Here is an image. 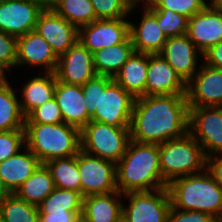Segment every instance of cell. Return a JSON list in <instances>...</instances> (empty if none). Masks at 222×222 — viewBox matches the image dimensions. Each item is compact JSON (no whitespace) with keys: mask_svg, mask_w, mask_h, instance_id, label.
<instances>
[{"mask_svg":"<svg viewBox=\"0 0 222 222\" xmlns=\"http://www.w3.org/2000/svg\"><path fill=\"white\" fill-rule=\"evenodd\" d=\"M55 189L54 180L45 164L15 191V194L29 204L38 206Z\"/></svg>","mask_w":222,"mask_h":222,"instance_id":"cell-28","label":"cell"},{"mask_svg":"<svg viewBox=\"0 0 222 222\" xmlns=\"http://www.w3.org/2000/svg\"><path fill=\"white\" fill-rule=\"evenodd\" d=\"M25 146L41 164L81 151V130L66 123H25Z\"/></svg>","mask_w":222,"mask_h":222,"instance_id":"cell-4","label":"cell"},{"mask_svg":"<svg viewBox=\"0 0 222 222\" xmlns=\"http://www.w3.org/2000/svg\"><path fill=\"white\" fill-rule=\"evenodd\" d=\"M46 0H0V30L16 37L35 30Z\"/></svg>","mask_w":222,"mask_h":222,"instance_id":"cell-12","label":"cell"},{"mask_svg":"<svg viewBox=\"0 0 222 222\" xmlns=\"http://www.w3.org/2000/svg\"><path fill=\"white\" fill-rule=\"evenodd\" d=\"M170 207L171 199L167 187L153 191L125 193L122 221L167 222Z\"/></svg>","mask_w":222,"mask_h":222,"instance_id":"cell-8","label":"cell"},{"mask_svg":"<svg viewBox=\"0 0 222 222\" xmlns=\"http://www.w3.org/2000/svg\"><path fill=\"white\" fill-rule=\"evenodd\" d=\"M133 52L130 36L122 43L95 51L93 64L96 74L114 78Z\"/></svg>","mask_w":222,"mask_h":222,"instance_id":"cell-26","label":"cell"},{"mask_svg":"<svg viewBox=\"0 0 222 222\" xmlns=\"http://www.w3.org/2000/svg\"><path fill=\"white\" fill-rule=\"evenodd\" d=\"M4 222H39L38 207L27 203L15 193H10L0 203Z\"/></svg>","mask_w":222,"mask_h":222,"instance_id":"cell-32","label":"cell"},{"mask_svg":"<svg viewBox=\"0 0 222 222\" xmlns=\"http://www.w3.org/2000/svg\"><path fill=\"white\" fill-rule=\"evenodd\" d=\"M187 84L160 54H148L145 96L186 94Z\"/></svg>","mask_w":222,"mask_h":222,"instance_id":"cell-20","label":"cell"},{"mask_svg":"<svg viewBox=\"0 0 222 222\" xmlns=\"http://www.w3.org/2000/svg\"><path fill=\"white\" fill-rule=\"evenodd\" d=\"M0 87V132L24 130L26 117L24 116L17 90L15 77Z\"/></svg>","mask_w":222,"mask_h":222,"instance_id":"cell-27","label":"cell"},{"mask_svg":"<svg viewBox=\"0 0 222 222\" xmlns=\"http://www.w3.org/2000/svg\"><path fill=\"white\" fill-rule=\"evenodd\" d=\"M171 206L200 211L222 220V188L205 169L203 172L172 180L167 185Z\"/></svg>","mask_w":222,"mask_h":222,"instance_id":"cell-3","label":"cell"},{"mask_svg":"<svg viewBox=\"0 0 222 222\" xmlns=\"http://www.w3.org/2000/svg\"><path fill=\"white\" fill-rule=\"evenodd\" d=\"M83 196L80 192L55 188L37 207L39 214L49 212H82Z\"/></svg>","mask_w":222,"mask_h":222,"instance_id":"cell-31","label":"cell"},{"mask_svg":"<svg viewBox=\"0 0 222 222\" xmlns=\"http://www.w3.org/2000/svg\"><path fill=\"white\" fill-rule=\"evenodd\" d=\"M206 170L222 188V153L214 154L206 158Z\"/></svg>","mask_w":222,"mask_h":222,"instance_id":"cell-42","label":"cell"},{"mask_svg":"<svg viewBox=\"0 0 222 222\" xmlns=\"http://www.w3.org/2000/svg\"><path fill=\"white\" fill-rule=\"evenodd\" d=\"M141 2H150L151 0H140Z\"/></svg>","mask_w":222,"mask_h":222,"instance_id":"cell-48","label":"cell"},{"mask_svg":"<svg viewBox=\"0 0 222 222\" xmlns=\"http://www.w3.org/2000/svg\"><path fill=\"white\" fill-rule=\"evenodd\" d=\"M122 215L123 194L118 190L83 197L81 220L84 222H121Z\"/></svg>","mask_w":222,"mask_h":222,"instance_id":"cell-23","label":"cell"},{"mask_svg":"<svg viewBox=\"0 0 222 222\" xmlns=\"http://www.w3.org/2000/svg\"><path fill=\"white\" fill-rule=\"evenodd\" d=\"M25 146V130L0 132V163Z\"/></svg>","mask_w":222,"mask_h":222,"instance_id":"cell-38","label":"cell"},{"mask_svg":"<svg viewBox=\"0 0 222 222\" xmlns=\"http://www.w3.org/2000/svg\"><path fill=\"white\" fill-rule=\"evenodd\" d=\"M189 133L206 158L222 153V106L189 107Z\"/></svg>","mask_w":222,"mask_h":222,"instance_id":"cell-11","label":"cell"},{"mask_svg":"<svg viewBox=\"0 0 222 222\" xmlns=\"http://www.w3.org/2000/svg\"><path fill=\"white\" fill-rule=\"evenodd\" d=\"M0 222H4V221H3V217H2V215H1V212H0Z\"/></svg>","mask_w":222,"mask_h":222,"instance_id":"cell-47","label":"cell"},{"mask_svg":"<svg viewBox=\"0 0 222 222\" xmlns=\"http://www.w3.org/2000/svg\"><path fill=\"white\" fill-rule=\"evenodd\" d=\"M40 164L38 158L24 146L15 155L0 163V178L7 190L15 193Z\"/></svg>","mask_w":222,"mask_h":222,"instance_id":"cell-24","label":"cell"},{"mask_svg":"<svg viewBox=\"0 0 222 222\" xmlns=\"http://www.w3.org/2000/svg\"><path fill=\"white\" fill-rule=\"evenodd\" d=\"M159 54L174 68L186 84L203 63V54L186 34L168 37Z\"/></svg>","mask_w":222,"mask_h":222,"instance_id":"cell-17","label":"cell"},{"mask_svg":"<svg viewBox=\"0 0 222 222\" xmlns=\"http://www.w3.org/2000/svg\"><path fill=\"white\" fill-rule=\"evenodd\" d=\"M189 107L222 106V70L202 63L187 83Z\"/></svg>","mask_w":222,"mask_h":222,"instance_id":"cell-16","label":"cell"},{"mask_svg":"<svg viewBox=\"0 0 222 222\" xmlns=\"http://www.w3.org/2000/svg\"><path fill=\"white\" fill-rule=\"evenodd\" d=\"M63 122V117L55 98L35 108L25 120V123L39 124H58Z\"/></svg>","mask_w":222,"mask_h":222,"instance_id":"cell-36","label":"cell"},{"mask_svg":"<svg viewBox=\"0 0 222 222\" xmlns=\"http://www.w3.org/2000/svg\"><path fill=\"white\" fill-rule=\"evenodd\" d=\"M186 35L204 54L222 41V8L213 0L188 19Z\"/></svg>","mask_w":222,"mask_h":222,"instance_id":"cell-15","label":"cell"},{"mask_svg":"<svg viewBox=\"0 0 222 222\" xmlns=\"http://www.w3.org/2000/svg\"><path fill=\"white\" fill-rule=\"evenodd\" d=\"M129 128L91 120L81 129V150L86 154L117 163L129 144Z\"/></svg>","mask_w":222,"mask_h":222,"instance_id":"cell-6","label":"cell"},{"mask_svg":"<svg viewBox=\"0 0 222 222\" xmlns=\"http://www.w3.org/2000/svg\"><path fill=\"white\" fill-rule=\"evenodd\" d=\"M203 63L222 70V41L203 54Z\"/></svg>","mask_w":222,"mask_h":222,"instance_id":"cell-43","label":"cell"},{"mask_svg":"<svg viewBox=\"0 0 222 222\" xmlns=\"http://www.w3.org/2000/svg\"><path fill=\"white\" fill-rule=\"evenodd\" d=\"M45 165L51 173L55 188L75 190L81 193L77 155L52 159Z\"/></svg>","mask_w":222,"mask_h":222,"instance_id":"cell-30","label":"cell"},{"mask_svg":"<svg viewBox=\"0 0 222 222\" xmlns=\"http://www.w3.org/2000/svg\"><path fill=\"white\" fill-rule=\"evenodd\" d=\"M135 98L112 77L98 75V98L91 120L130 127Z\"/></svg>","mask_w":222,"mask_h":222,"instance_id":"cell-7","label":"cell"},{"mask_svg":"<svg viewBox=\"0 0 222 222\" xmlns=\"http://www.w3.org/2000/svg\"><path fill=\"white\" fill-rule=\"evenodd\" d=\"M136 14L140 17L137 18ZM128 19L129 36L134 51L145 54H159L167 41V36L158 25L156 14L145 3L136 0L130 9Z\"/></svg>","mask_w":222,"mask_h":222,"instance_id":"cell-9","label":"cell"},{"mask_svg":"<svg viewBox=\"0 0 222 222\" xmlns=\"http://www.w3.org/2000/svg\"><path fill=\"white\" fill-rule=\"evenodd\" d=\"M35 31L50 44L57 56L67 52L78 41V29L49 6L39 14Z\"/></svg>","mask_w":222,"mask_h":222,"instance_id":"cell-19","label":"cell"},{"mask_svg":"<svg viewBox=\"0 0 222 222\" xmlns=\"http://www.w3.org/2000/svg\"><path fill=\"white\" fill-rule=\"evenodd\" d=\"M218 6L222 8V0H213Z\"/></svg>","mask_w":222,"mask_h":222,"instance_id":"cell-46","label":"cell"},{"mask_svg":"<svg viewBox=\"0 0 222 222\" xmlns=\"http://www.w3.org/2000/svg\"><path fill=\"white\" fill-rule=\"evenodd\" d=\"M16 64L17 37L0 30V66L10 75L15 76Z\"/></svg>","mask_w":222,"mask_h":222,"instance_id":"cell-37","label":"cell"},{"mask_svg":"<svg viewBox=\"0 0 222 222\" xmlns=\"http://www.w3.org/2000/svg\"><path fill=\"white\" fill-rule=\"evenodd\" d=\"M24 78V81L20 79L16 81L18 86L15 85V88L19 93L21 110L27 117L35 108L54 98L57 78L54 72H36L30 78ZM19 81H22L21 86H19Z\"/></svg>","mask_w":222,"mask_h":222,"instance_id":"cell-21","label":"cell"},{"mask_svg":"<svg viewBox=\"0 0 222 222\" xmlns=\"http://www.w3.org/2000/svg\"><path fill=\"white\" fill-rule=\"evenodd\" d=\"M58 56L50 44L35 30L17 37L16 71L55 72ZM28 67V68H27ZM34 68V70H32ZM29 69V70H28Z\"/></svg>","mask_w":222,"mask_h":222,"instance_id":"cell-13","label":"cell"},{"mask_svg":"<svg viewBox=\"0 0 222 222\" xmlns=\"http://www.w3.org/2000/svg\"><path fill=\"white\" fill-rule=\"evenodd\" d=\"M159 161L163 180L198 174L206 169L202 146L188 132L180 138L159 144Z\"/></svg>","mask_w":222,"mask_h":222,"instance_id":"cell-5","label":"cell"},{"mask_svg":"<svg viewBox=\"0 0 222 222\" xmlns=\"http://www.w3.org/2000/svg\"><path fill=\"white\" fill-rule=\"evenodd\" d=\"M54 98L60 108L64 123L81 130L91 121L85 107L82 86L65 84L56 80Z\"/></svg>","mask_w":222,"mask_h":222,"instance_id":"cell-22","label":"cell"},{"mask_svg":"<svg viewBox=\"0 0 222 222\" xmlns=\"http://www.w3.org/2000/svg\"><path fill=\"white\" fill-rule=\"evenodd\" d=\"M116 178L121 194L167 187L160 169L159 144L130 140L125 154L116 163Z\"/></svg>","mask_w":222,"mask_h":222,"instance_id":"cell-2","label":"cell"},{"mask_svg":"<svg viewBox=\"0 0 222 222\" xmlns=\"http://www.w3.org/2000/svg\"><path fill=\"white\" fill-rule=\"evenodd\" d=\"M10 76L11 75H9V73L0 66V87H2L11 79Z\"/></svg>","mask_w":222,"mask_h":222,"instance_id":"cell-44","label":"cell"},{"mask_svg":"<svg viewBox=\"0 0 222 222\" xmlns=\"http://www.w3.org/2000/svg\"><path fill=\"white\" fill-rule=\"evenodd\" d=\"M167 222H218L210 214L192 211V210H179L170 207L167 214Z\"/></svg>","mask_w":222,"mask_h":222,"instance_id":"cell-39","label":"cell"},{"mask_svg":"<svg viewBox=\"0 0 222 222\" xmlns=\"http://www.w3.org/2000/svg\"><path fill=\"white\" fill-rule=\"evenodd\" d=\"M47 6L77 29L97 19L91 0H48Z\"/></svg>","mask_w":222,"mask_h":222,"instance_id":"cell-29","label":"cell"},{"mask_svg":"<svg viewBox=\"0 0 222 222\" xmlns=\"http://www.w3.org/2000/svg\"><path fill=\"white\" fill-rule=\"evenodd\" d=\"M82 93H83L87 113L90 117H92L95 113V106H97L98 75H96L94 78L88 80L82 86Z\"/></svg>","mask_w":222,"mask_h":222,"instance_id":"cell-40","label":"cell"},{"mask_svg":"<svg viewBox=\"0 0 222 222\" xmlns=\"http://www.w3.org/2000/svg\"><path fill=\"white\" fill-rule=\"evenodd\" d=\"M129 37V19H96L78 29V41L91 53L124 42Z\"/></svg>","mask_w":222,"mask_h":222,"instance_id":"cell-14","label":"cell"},{"mask_svg":"<svg viewBox=\"0 0 222 222\" xmlns=\"http://www.w3.org/2000/svg\"><path fill=\"white\" fill-rule=\"evenodd\" d=\"M54 73L60 82L83 86L97 75L93 64V53L77 41L67 52L58 56Z\"/></svg>","mask_w":222,"mask_h":222,"instance_id":"cell-18","label":"cell"},{"mask_svg":"<svg viewBox=\"0 0 222 222\" xmlns=\"http://www.w3.org/2000/svg\"><path fill=\"white\" fill-rule=\"evenodd\" d=\"M212 0H151L148 2L154 9H169L175 13L191 18L202 11Z\"/></svg>","mask_w":222,"mask_h":222,"instance_id":"cell-35","label":"cell"},{"mask_svg":"<svg viewBox=\"0 0 222 222\" xmlns=\"http://www.w3.org/2000/svg\"><path fill=\"white\" fill-rule=\"evenodd\" d=\"M136 0H91L97 19L128 18Z\"/></svg>","mask_w":222,"mask_h":222,"instance_id":"cell-34","label":"cell"},{"mask_svg":"<svg viewBox=\"0 0 222 222\" xmlns=\"http://www.w3.org/2000/svg\"><path fill=\"white\" fill-rule=\"evenodd\" d=\"M147 71L148 54L134 51L113 79L134 98H138L145 96Z\"/></svg>","mask_w":222,"mask_h":222,"instance_id":"cell-25","label":"cell"},{"mask_svg":"<svg viewBox=\"0 0 222 222\" xmlns=\"http://www.w3.org/2000/svg\"><path fill=\"white\" fill-rule=\"evenodd\" d=\"M143 3L156 14L158 25L167 38L186 34L189 18L169 9H154L148 2Z\"/></svg>","mask_w":222,"mask_h":222,"instance_id":"cell-33","label":"cell"},{"mask_svg":"<svg viewBox=\"0 0 222 222\" xmlns=\"http://www.w3.org/2000/svg\"><path fill=\"white\" fill-rule=\"evenodd\" d=\"M130 140L161 144L189 132L186 94L135 98L130 122Z\"/></svg>","mask_w":222,"mask_h":222,"instance_id":"cell-1","label":"cell"},{"mask_svg":"<svg viewBox=\"0 0 222 222\" xmlns=\"http://www.w3.org/2000/svg\"><path fill=\"white\" fill-rule=\"evenodd\" d=\"M10 192L7 190V188L4 186L2 179L0 178V203L3 199H5Z\"/></svg>","mask_w":222,"mask_h":222,"instance_id":"cell-45","label":"cell"},{"mask_svg":"<svg viewBox=\"0 0 222 222\" xmlns=\"http://www.w3.org/2000/svg\"><path fill=\"white\" fill-rule=\"evenodd\" d=\"M82 212H49L39 214V222H80Z\"/></svg>","mask_w":222,"mask_h":222,"instance_id":"cell-41","label":"cell"},{"mask_svg":"<svg viewBox=\"0 0 222 222\" xmlns=\"http://www.w3.org/2000/svg\"><path fill=\"white\" fill-rule=\"evenodd\" d=\"M81 194H108L117 191L116 163L84 153L77 154Z\"/></svg>","mask_w":222,"mask_h":222,"instance_id":"cell-10","label":"cell"}]
</instances>
